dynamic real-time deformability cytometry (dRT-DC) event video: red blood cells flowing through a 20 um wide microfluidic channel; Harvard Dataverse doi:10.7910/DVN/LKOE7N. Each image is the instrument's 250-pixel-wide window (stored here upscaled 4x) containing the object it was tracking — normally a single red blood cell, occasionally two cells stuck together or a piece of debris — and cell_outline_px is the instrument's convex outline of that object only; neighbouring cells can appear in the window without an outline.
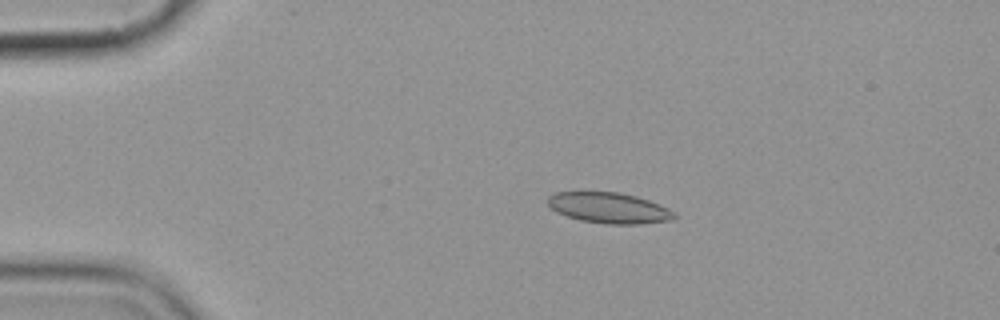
{"species": "common noctule bat (a hibernating species)", "species_latin": "Nyctalus noctula", "temperature_condition": "cold", "stored_images_in_passage": 10, "camera_frame_rate_fps": 3000, "um_per_image_px": 0.085, "animal": {"sex": "female", "body_mass_g": 19.9}, "frame": {"image": 1, "passage_image": 4, "time_ms": 3.667, "image_size_px": [1000, 320], "cell_outline_px": [[676, 216], [672, 220], [640, 224], [608, 224], [580, 220], [556, 212], [548, 204], [548, 196], [556, 192], [620, 192], [636, 196], [660, 204], [676, 212]], "centroid_in_image_um": [51.8, 17.67], "position_along_channel_um": 33.2, "area_um2": 22.66}}
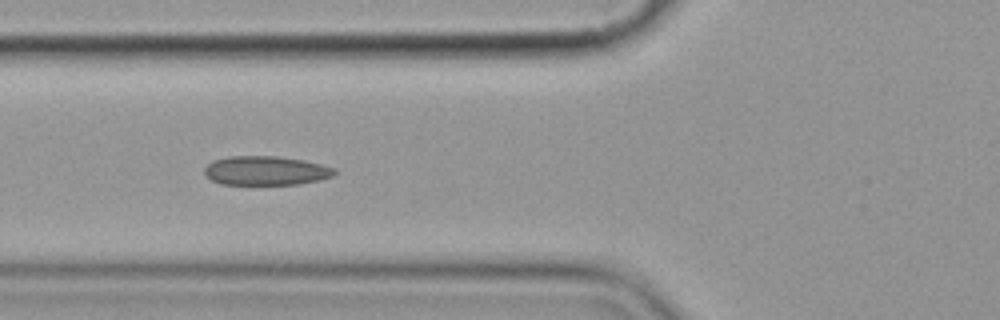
{"frame": {"image": 2, "passage_image": 7, "time_ms": 7.0, "image_size_px": [1000, 320], "cell_outline_px": [[336, 172], [332, 176], [320, 180], [296, 184], [220, 184], [204, 176], [204, 168], [212, 160], [228, 156], [276, 156], [304, 160], [336, 168]], "centroid_in_image_um": [22.56, 14.5], "position_along_channel_um": 103.2, "area_um2": 22.14}}
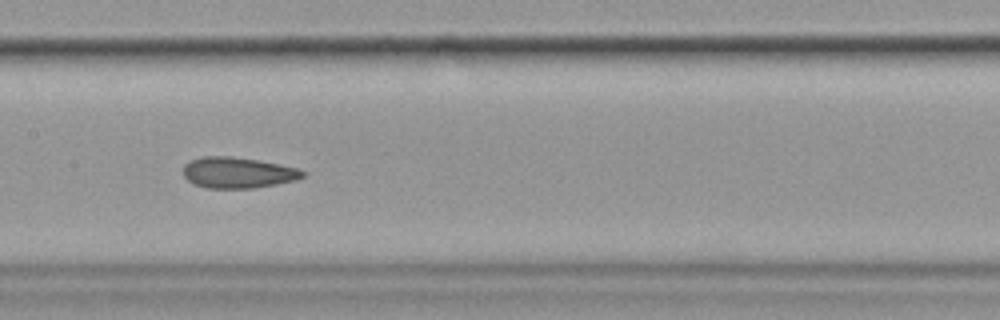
{"frame": {"image": 3, "passage_image": 9, "time_ms": 9.333, "image_size_px": [1000, 320], "cell_outline_px": [[308, 172], [304, 176], [296, 180], [276, 184], [252, 188], [208, 188], [196, 184], [188, 180], [184, 176], [184, 164], [188, 160], [204, 156], [232, 156], [280, 164], [296, 168]], "centroid_in_image_um": [20.22, 14.66], "position_along_channel_um": 187.2, "area_um2": 21.5}}